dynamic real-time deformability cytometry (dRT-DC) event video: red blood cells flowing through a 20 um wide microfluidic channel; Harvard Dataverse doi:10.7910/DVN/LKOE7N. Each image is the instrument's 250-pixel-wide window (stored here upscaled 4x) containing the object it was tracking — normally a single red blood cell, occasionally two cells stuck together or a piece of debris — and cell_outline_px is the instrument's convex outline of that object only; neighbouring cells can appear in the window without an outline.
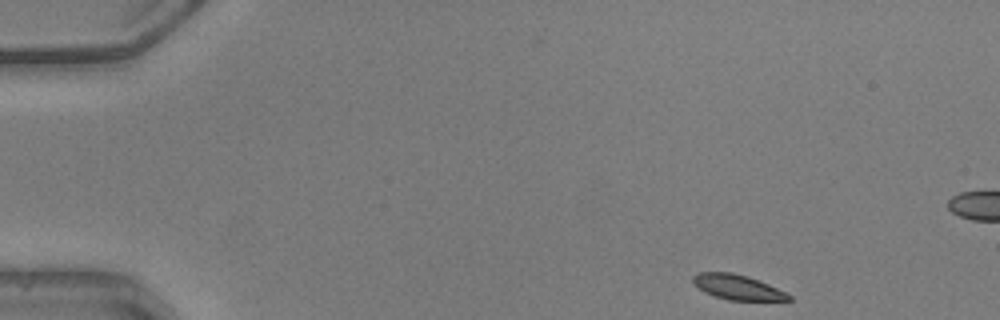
{"species": "common noctule bat (a hibernating species)", "species_latin": "Nyctalus noctula", "temperature_condition": "warm", "stored_images_in_passage": 45, "camera_frame_rate_fps": 3000, "um_per_image_px": 0.085, "animal": {"sex": "male", "body_mass_g": 20.5, "forearm_length_mm": 52.5}, "frame": {"image": 1, "passage_image": 1, "time_ms": 0.0, "image_size_px": [1000, 320], "cell_outline_px": [[792, 300], [728, 300], [704, 292], [692, 280], [692, 276], [696, 272], [732, 272], [748, 276], [768, 284], [792, 296]], "centroid_in_image_um": [62.67, 24.39], "position_along_channel_um": 22.3, "area_um2": 13.76}}
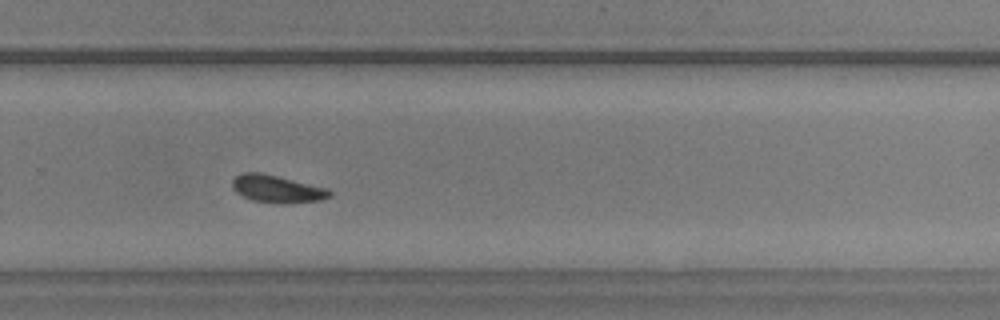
{"frame": {"image": 2, "passage_image": 29, "time_ms": 9.333, "image_size_px": [1000, 320], "cell_outline_px": [[332, 196], [320, 200], [284, 204], [252, 200], [236, 192], [232, 184], [232, 180], [240, 172], [260, 172], [328, 188], [332, 192]], "centroid_in_image_um": [23.56, 16.05], "position_along_channel_um": 306.2, "area_um2": 15.55}}
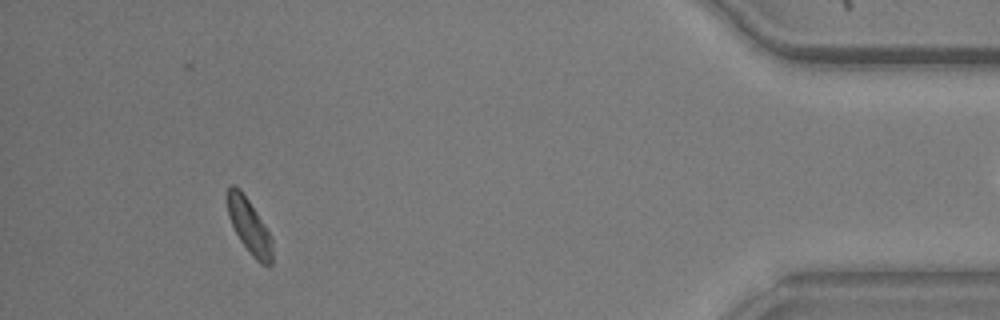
{"frame": {"image": 3, "passage_image": 41, "time_ms": 13.333, "image_size_px": [1000, 320], "cell_outline_px": [[272, 264], [268, 268], [260, 264], [252, 256], [240, 240], [228, 216], [228, 188], [232, 184], [236, 184], [240, 188], [272, 236]], "centroid_in_image_um": [21.22, 19.27], "position_along_channel_um": 414.0, "area_um2": 14.28}, "authors_computed_cell_mechanics": {"area_um2": 15.4904, "velocity_mm_per_s": 4.0991, "shape_relaxation_time_tau1_ms": 3.6305, "shape_relaxation_time_tau2_ms": 4.6631, "deformation_change_tau1": 0.103, "deformation_change_tau2": 0.0936}}